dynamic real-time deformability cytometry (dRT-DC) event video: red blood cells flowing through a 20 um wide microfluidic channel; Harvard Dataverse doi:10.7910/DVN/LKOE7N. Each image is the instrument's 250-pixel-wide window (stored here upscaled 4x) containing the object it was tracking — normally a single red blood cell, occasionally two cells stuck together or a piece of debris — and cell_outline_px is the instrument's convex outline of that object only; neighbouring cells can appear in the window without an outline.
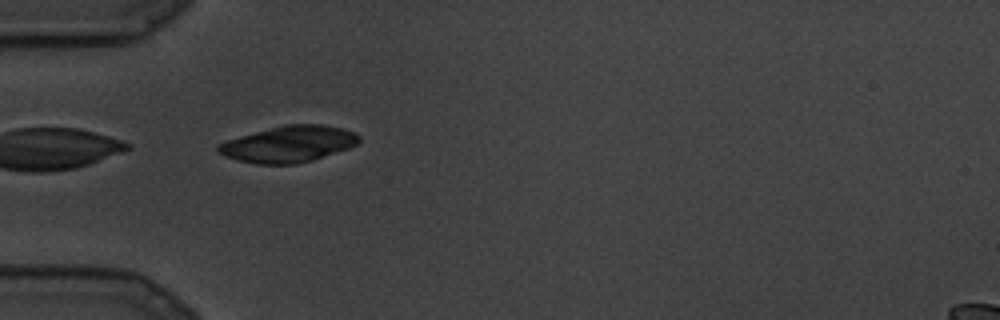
{"species": "common noctule bat (a hibernating species)", "species_latin": "Nyctalus noctula", "temperature_condition": "cold", "stored_images_in_passage": 13, "camera_frame_rate_fps": 3000, "um_per_image_px": 0.085, "animal": {"sex": "male", "body_mass_g": 19.5, "forearm_length_mm": 54.6}, "frame": {"image": 1, "passage_image": 8, "time_ms": 2.333, "image_size_px": [1000, 320], "cell_outline_px": [[360, 140], [356, 144], [348, 148], [312, 160], [296, 164], [256, 164], [224, 156], [216, 148], [216, 144], [240, 136], [284, 124], [320, 124], [344, 128], [360, 136]], "centroid_in_image_um": [24.53, 12.24], "position_along_channel_um": 60.5, "area_um2": 29.54}}
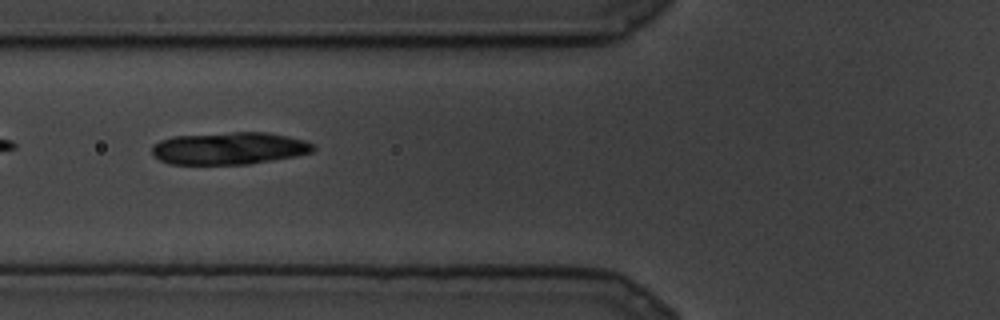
{"frame": {"image": 2, "passage_image": 10, "time_ms": 3.0, "image_size_px": [1000, 320], "cell_outline_px": [[316, 148], [312, 152], [296, 156], [248, 164], [168, 164], [152, 156], [152, 144], [160, 140], [172, 136], [232, 132], [268, 132], [288, 136], [304, 140], [312, 144]], "centroid_in_image_um": [19.45, 12.6], "position_along_channel_um": 106.3, "area_um2": 30.58}}
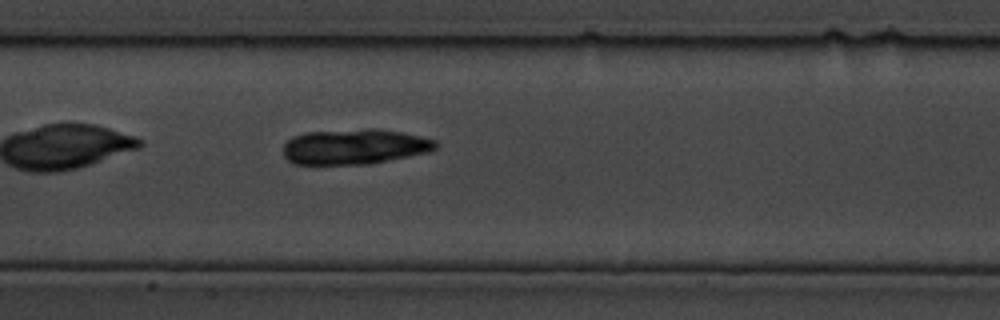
{"frame": {"image": 3, "passage_image": 13, "time_ms": 4.0, "image_size_px": [1000, 320], "cell_outline_px": [[440, 144], [436, 148], [428, 152], [368, 164], [292, 164], [284, 156], [284, 144], [292, 136], [308, 132], [368, 128], [376, 128], [404, 132], [436, 140]], "centroid_in_image_um": [30.15, 12.45], "position_along_channel_um": 177.3, "area_um2": 31.5}}